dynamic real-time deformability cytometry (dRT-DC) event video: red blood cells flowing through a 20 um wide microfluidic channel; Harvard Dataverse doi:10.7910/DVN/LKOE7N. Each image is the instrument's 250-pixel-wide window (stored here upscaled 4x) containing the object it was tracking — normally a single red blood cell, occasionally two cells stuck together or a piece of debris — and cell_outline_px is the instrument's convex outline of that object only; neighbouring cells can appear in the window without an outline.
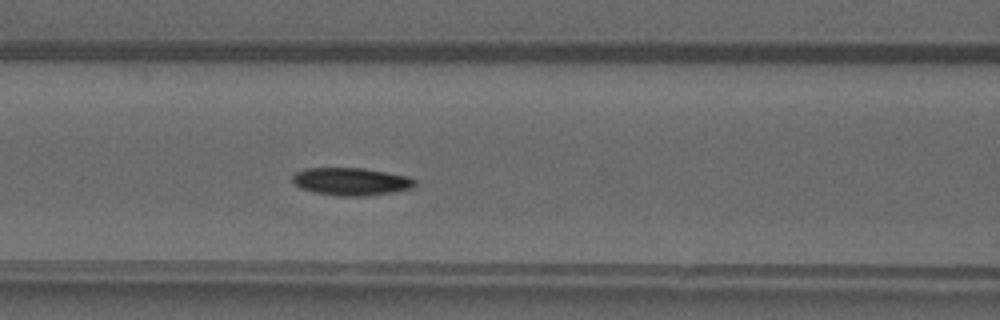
{"species": "common noctule bat (a hibernating species)", "species_latin": "Nyctalus noctula", "temperature_condition": "warm", "stored_images_in_passage": 46, "camera_frame_rate_fps": 3000, "um_per_image_px": 0.085, "animal": {"sex": "male", "forearm_length_mm": 52.5}, "frame": {"image": 1, "passage_image": 18, "time_ms": 5.667, "image_size_px": [1000, 320], "cell_outline_px": [[416, 184], [412, 188], [392, 192], [368, 196], [336, 196], [316, 192], [300, 188], [292, 180], [292, 176], [296, 172], [304, 168], [364, 168], [408, 176], [416, 180]], "centroid_in_image_um": [29.85, 15.43], "position_along_channel_um": 136.7, "area_um2": 19.77}}
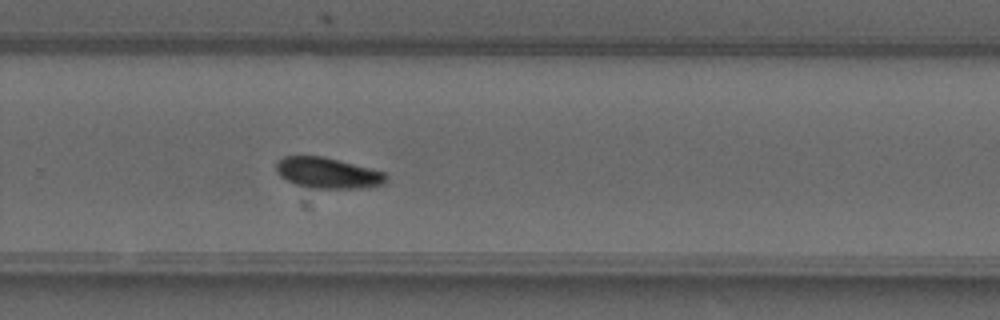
{"frame": {"image": 2, "passage_image": 30, "time_ms": 9.667, "image_size_px": [1000, 320], "cell_outline_px": [[388, 180], [384, 184], [368, 188], [308, 188], [296, 184], [280, 176], [276, 172], [276, 164], [284, 156], [324, 156], [384, 172], [388, 176]], "centroid_in_image_um": [27.89, 14.71], "position_along_channel_um": 301.9, "area_um2": 19.77}}
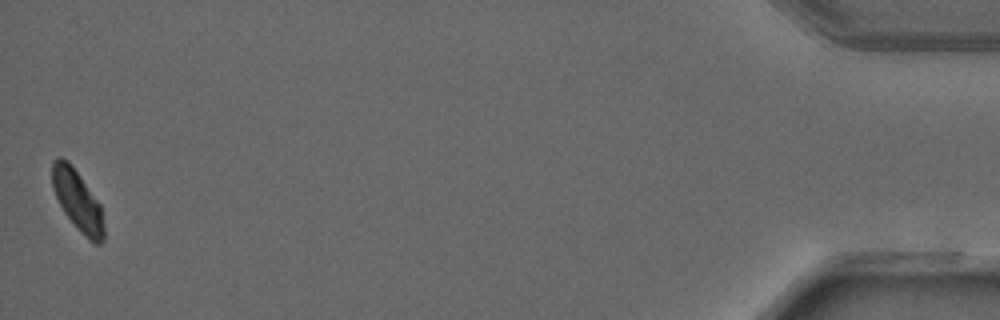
{"frame": {"image": 3, "passage_image": 46, "time_ms": 15.0, "image_size_px": [1000, 320], "cell_outline_px": [[104, 240], [100, 244], [96, 244], [88, 240], [64, 212], [52, 188], [52, 160], [60, 156], [68, 160], [72, 164], [100, 204], [104, 228]], "centroid_in_image_um": [6.59, 17.02], "position_along_channel_um": 428.6, "area_um2": 18.15}, "authors_computed_cell_mechanics": {"area_um2": 19.2763, "velocity_mm_per_s": 4.1444, "shape_relaxation_time_tau1_ms": 2.7424, "shape_relaxation_time_tau2_ms": null, "deformation_change_tau1": 0.1098, "deformation_change_tau2": null}}